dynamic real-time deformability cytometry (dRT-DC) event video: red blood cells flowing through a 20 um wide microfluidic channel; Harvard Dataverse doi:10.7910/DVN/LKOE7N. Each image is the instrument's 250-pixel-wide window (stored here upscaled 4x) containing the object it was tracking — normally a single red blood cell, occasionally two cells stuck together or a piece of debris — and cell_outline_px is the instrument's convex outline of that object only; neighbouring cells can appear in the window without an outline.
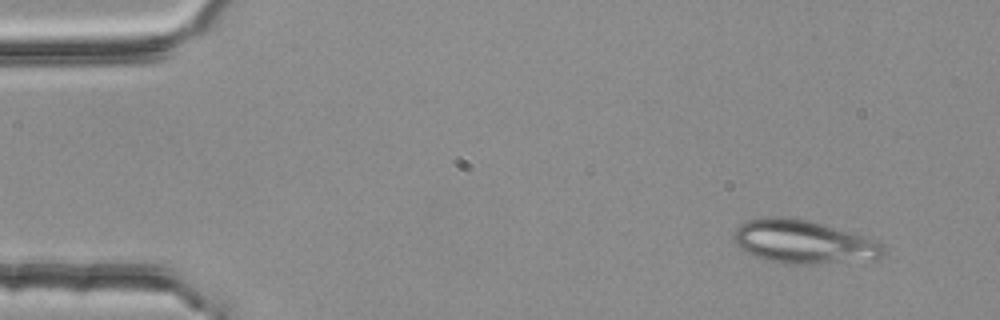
{"species": "common noctule bat (a hibernating species)", "species_latin": "Nyctalus noctula", "temperature_condition": "room temperature", "stored_images_in_passage": 4, "camera_frame_rate_fps": 3000, "um_per_image_px": 0.085, "animal": {"sex": "female", "body_mass_g": 25.1}, "frame": {"image": 1, "passage_image": 1, "time_ms": 0.0, "image_size_px": [1000, 320], "cell_outline_px": [[884, 252], [876, 260], [808, 264], [784, 264], [764, 260], [744, 252], [736, 244], [732, 236], [736, 228], [740, 224], [748, 220], [768, 216], [788, 216], [808, 220], [868, 236], [884, 244]], "centroid_in_image_um": [68.29, 20.56], "position_along_channel_um": 16.7, "area_um2": 38.55}}